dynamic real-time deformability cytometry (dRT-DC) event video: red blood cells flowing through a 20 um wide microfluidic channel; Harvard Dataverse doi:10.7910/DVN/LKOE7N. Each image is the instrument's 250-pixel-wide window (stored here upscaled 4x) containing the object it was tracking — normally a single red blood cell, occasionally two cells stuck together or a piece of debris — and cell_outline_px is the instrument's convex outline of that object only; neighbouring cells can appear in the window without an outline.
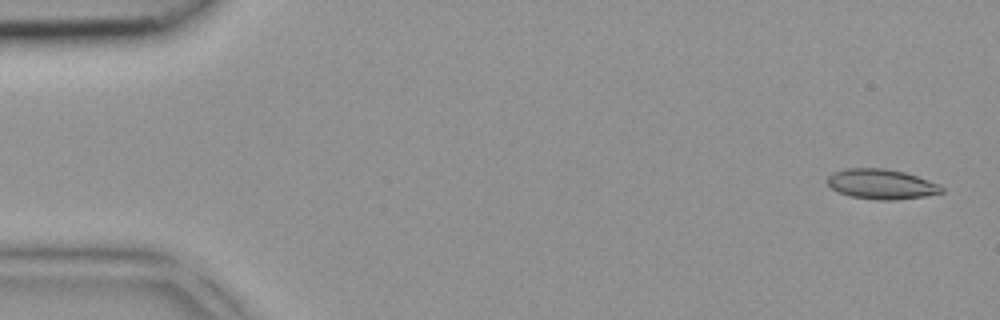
{"species": "common noctule bat (a hibernating species)", "species_latin": "Nyctalus noctula", "temperature_condition": "room temperature", "stored_images_in_passage": 4, "camera_frame_rate_fps": 3000, "um_per_image_px": 0.085, "animal": {"sex": "female", "body_mass_g": 18.4}, "frame": {"image": 1, "passage_image": 1, "time_ms": 0.0, "image_size_px": [1000, 320], "cell_outline_px": [[944, 192], [924, 196], [892, 200], [884, 200], [852, 196], [840, 192], [832, 188], [828, 184], [828, 176], [832, 172], [844, 168], [884, 168], [904, 172], [940, 184], [944, 188]], "centroid_in_image_um": [74.93, 15.63], "position_along_channel_um": 10.1, "area_um2": 19.77}}
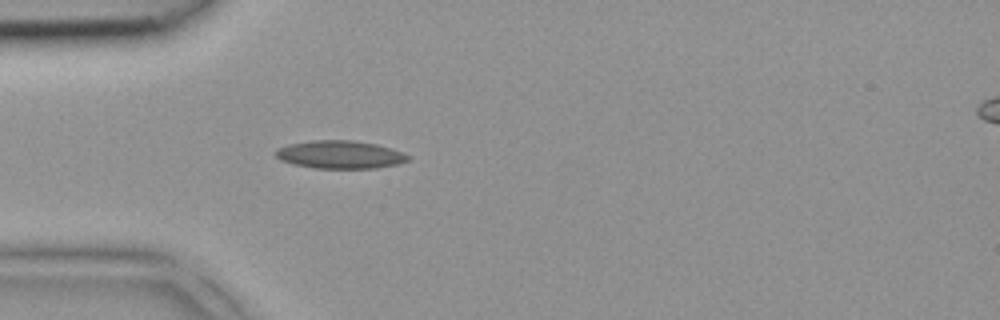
{"frame": {"image": 2, "passage_image": 4, "time_ms": 1.0, "image_size_px": [1000, 320], "cell_outline_px": [[412, 156], [408, 160], [396, 164], [376, 168], [312, 168], [292, 164], [280, 160], [276, 156], [276, 148], [288, 144], [312, 140], [352, 140], [376, 144], [392, 148]], "centroid_in_image_um": [28.89, 13.14], "position_along_channel_um": 56.1, "area_um2": 21.68}}